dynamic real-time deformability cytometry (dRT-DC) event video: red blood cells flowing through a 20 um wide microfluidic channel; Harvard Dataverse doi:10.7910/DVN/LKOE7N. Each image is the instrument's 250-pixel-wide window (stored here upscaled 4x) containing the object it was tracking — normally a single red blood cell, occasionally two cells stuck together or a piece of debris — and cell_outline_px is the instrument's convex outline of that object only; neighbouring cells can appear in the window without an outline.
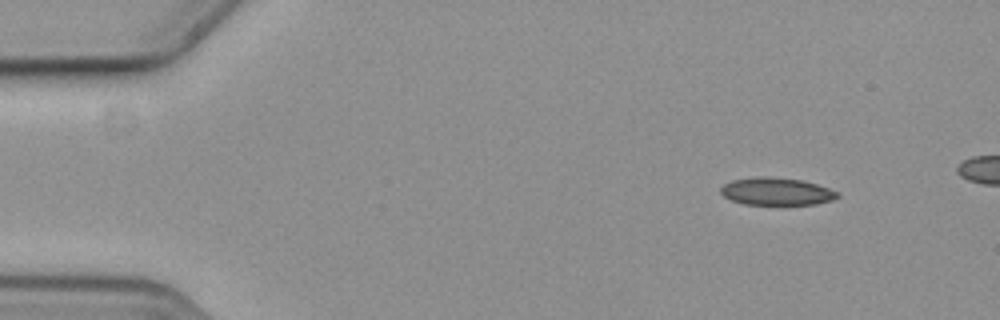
{"species": "common noctule bat (a hibernating species)", "species_latin": "Nyctalus noctula", "temperature_condition": "cold", "stored_images_in_passage": 16, "camera_frame_rate_fps": 3000, "um_per_image_px": 0.085, "animal": {"sex": "female", "body_mass_g": 19.3, "forearm_length_mm": 54.1}, "frame": {"image": 1, "passage_image": 1, "time_ms": 0.0, "image_size_px": [1000, 320], "cell_outline_px": [[840, 196], [832, 200], [816, 204], [744, 204], [732, 200], [724, 196], [720, 192], [720, 188], [724, 184], [732, 180], [764, 176], [800, 180], [816, 184], [828, 188], [836, 192]], "centroid_in_image_um": [65.98, 16.28], "position_along_channel_um": 19.0, "area_um2": 18.38}}
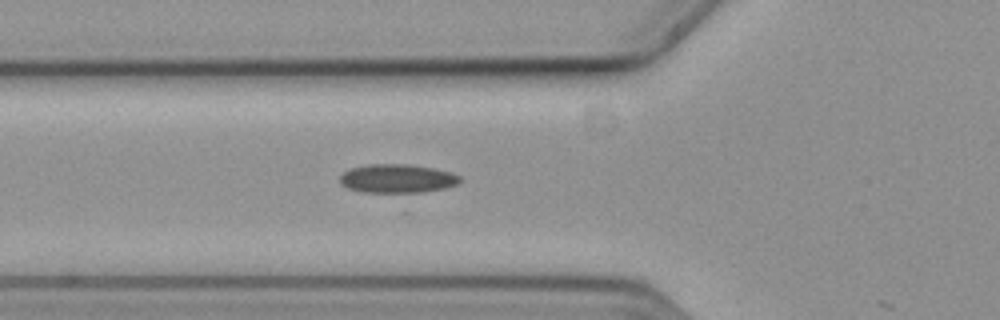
{"frame": {"image": 2, "passage_image": 15, "time_ms": 4.667, "image_size_px": [1000, 320], "cell_outline_px": [[464, 180], [456, 184], [444, 188], [424, 192], [360, 192], [348, 188], [340, 184], [340, 176], [344, 172], [352, 168], [368, 164], [408, 164], [432, 168], [452, 172], [460, 176]], "centroid_in_image_um": [33.78, 15.17], "position_along_channel_um": 92.0, "area_um2": 20.11}}